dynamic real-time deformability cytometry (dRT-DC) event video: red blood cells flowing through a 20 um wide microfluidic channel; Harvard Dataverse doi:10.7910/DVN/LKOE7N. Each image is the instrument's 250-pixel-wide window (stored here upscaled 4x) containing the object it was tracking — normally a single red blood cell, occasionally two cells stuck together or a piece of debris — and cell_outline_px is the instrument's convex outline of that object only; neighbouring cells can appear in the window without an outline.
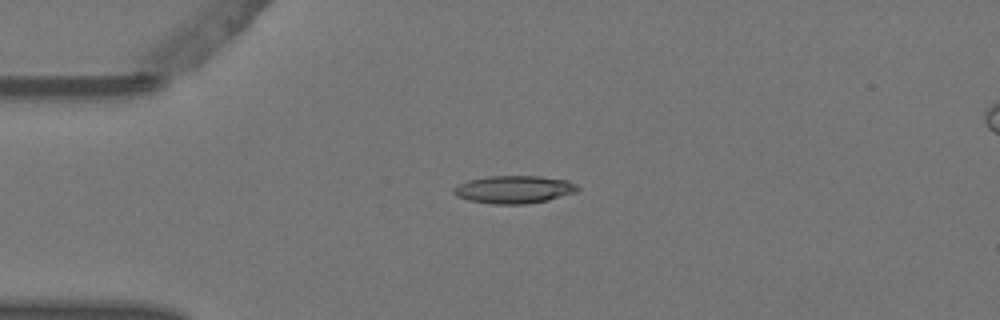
{"species": "Egyptian fruit bat (a non-hibernating species)", "species_latin": "Rousettus aegyptiacus", "temperature_condition": "warm", "stored_images_in_passage": 6, "segment_of_instrument_passage": [1, 2], "camera_frame_rate_fps": 3000, "um_per_image_px": 0.085, "animal": {"sex": "female"}, "frame": {"image": 1, "passage_image": 4, "time_ms": 1.0, "image_size_px": [1000, 320], "cell_outline_px": [[580, 188], [576, 192], [548, 200], [524, 204], [492, 204], [468, 200], [456, 196], [452, 192], [452, 188], [468, 180], [488, 176], [540, 176], [568, 180], [576, 184]], "centroid_in_image_um": [43.69, 16.1], "position_along_channel_um": 41.3, "area_um2": 20.11}}